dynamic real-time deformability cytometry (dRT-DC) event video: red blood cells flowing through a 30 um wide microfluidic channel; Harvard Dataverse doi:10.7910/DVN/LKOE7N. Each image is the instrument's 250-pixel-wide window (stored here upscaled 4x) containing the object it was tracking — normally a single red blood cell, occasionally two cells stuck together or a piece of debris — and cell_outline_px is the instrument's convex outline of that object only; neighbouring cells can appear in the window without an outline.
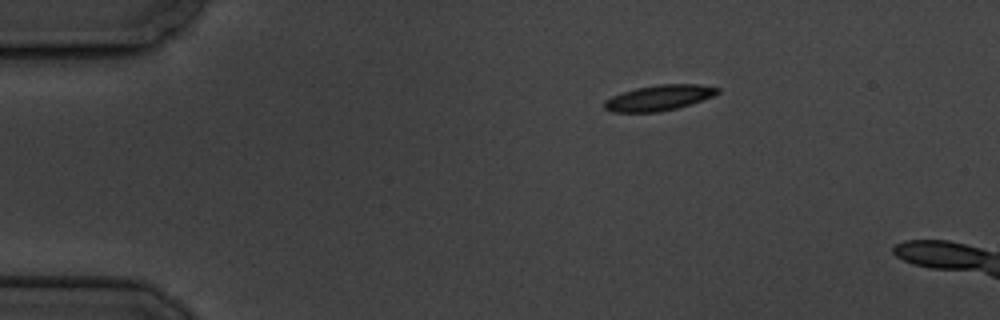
{"species": "common noctule bat (a hibernating species)", "species_latin": "Nyctalus noctula", "temperature_condition": "cold", "stored_images_in_passage": 4, "camera_frame_rate_fps": 3000, "um_per_image_px": 0.085, "animal": {"sex": "male", "body_mass_g": 19.5, "forearm_length_mm": 54.6}, "frame": {"image": 1, "passage_image": 1, "time_ms": 0.0, "image_size_px": [1000, 320], "cell_outline_px": [[720, 92], [712, 96], [676, 108], [660, 112], [612, 112], [604, 108], [604, 100], [612, 96], [636, 88], [660, 84], [700, 84], [720, 88]], "centroid_in_image_um": [56.0, 8.31], "position_along_channel_um": 29.0, "area_um2": 16.65}}